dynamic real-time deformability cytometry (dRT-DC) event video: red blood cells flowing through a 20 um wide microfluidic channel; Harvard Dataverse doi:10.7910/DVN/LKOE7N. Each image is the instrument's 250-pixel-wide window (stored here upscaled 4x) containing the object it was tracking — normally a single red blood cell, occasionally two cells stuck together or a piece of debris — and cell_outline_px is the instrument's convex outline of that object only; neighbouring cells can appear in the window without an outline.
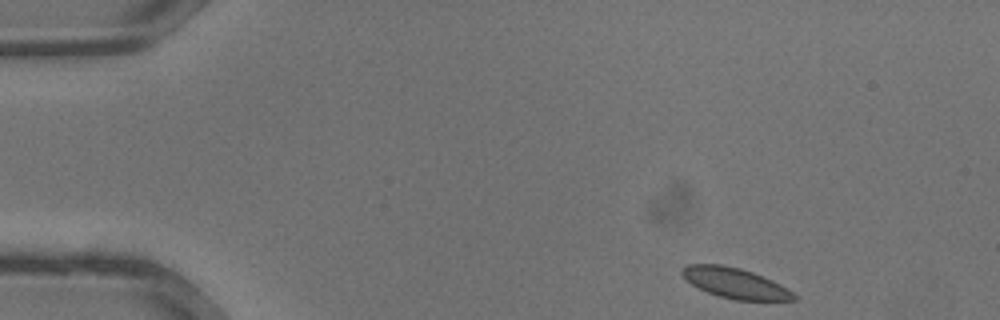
{"species": "common noctule bat (a hibernating species)", "species_latin": "Nyctalus noctula", "temperature_condition": "warm", "stored_images_in_passage": 31, "camera_frame_rate_fps": 3000, "um_per_image_px": 0.085, "animal": {"sex": "male", "body_mass_g": 13.3}, "frame": {"image": 1, "passage_image": 1, "time_ms": 0.0, "image_size_px": [1000, 320], "cell_outline_px": [[796, 300], [736, 300], [720, 296], [708, 292], [692, 284], [680, 272], [688, 264], [720, 264], [740, 268], [752, 272], [772, 280], [780, 284], [792, 292], [796, 296]], "centroid_in_image_um": [62.5, 24.06], "position_along_channel_um": 22.5, "area_um2": 19.36}}
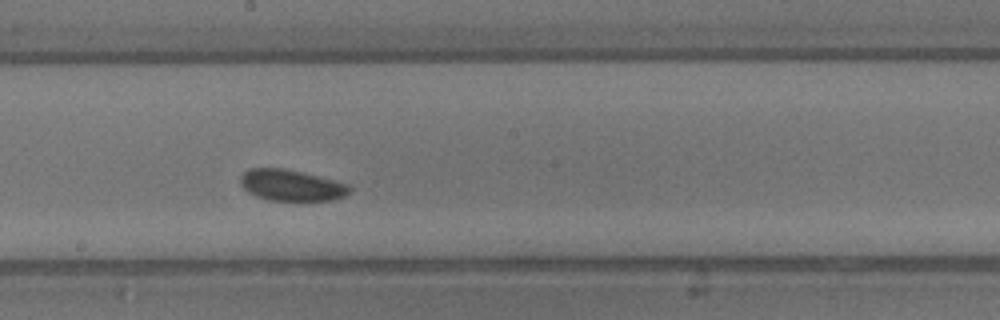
{"frame": {"image": 2, "passage_image": 16, "time_ms": 5.0, "image_size_px": [1000, 320], "cell_outline_px": [[352, 188], [344, 196], [332, 200], [268, 200], [256, 196], [248, 192], [240, 184], [240, 176], [248, 168], [284, 168], [348, 184]], "centroid_in_image_um": [24.71, 15.75], "position_along_channel_um": 223.5, "area_um2": 19.59}}
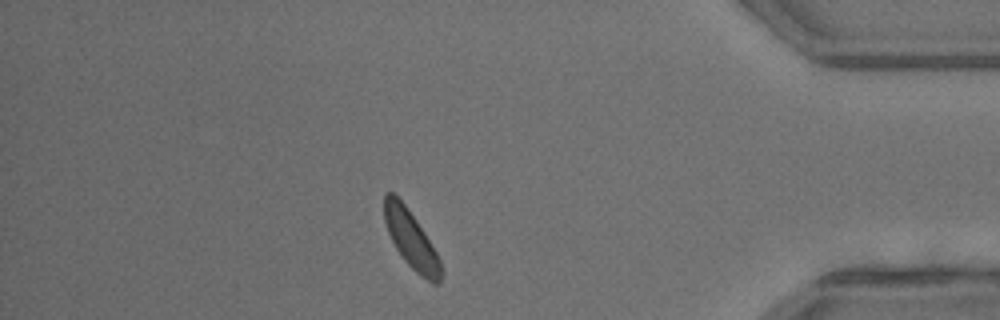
{"frame": {"image": 3, "passage_image": 27, "time_ms": 8.667, "image_size_px": [1000, 320], "cell_outline_px": [[444, 272], [440, 284], [432, 284], [420, 276], [404, 260], [396, 248], [388, 232], [384, 220], [384, 192], [392, 192], [404, 204], [416, 220], [424, 232], [436, 252], [440, 260]], "centroid_in_image_um": [34.97, 20.41], "position_along_channel_um": 400.2, "area_um2": 19.02}}